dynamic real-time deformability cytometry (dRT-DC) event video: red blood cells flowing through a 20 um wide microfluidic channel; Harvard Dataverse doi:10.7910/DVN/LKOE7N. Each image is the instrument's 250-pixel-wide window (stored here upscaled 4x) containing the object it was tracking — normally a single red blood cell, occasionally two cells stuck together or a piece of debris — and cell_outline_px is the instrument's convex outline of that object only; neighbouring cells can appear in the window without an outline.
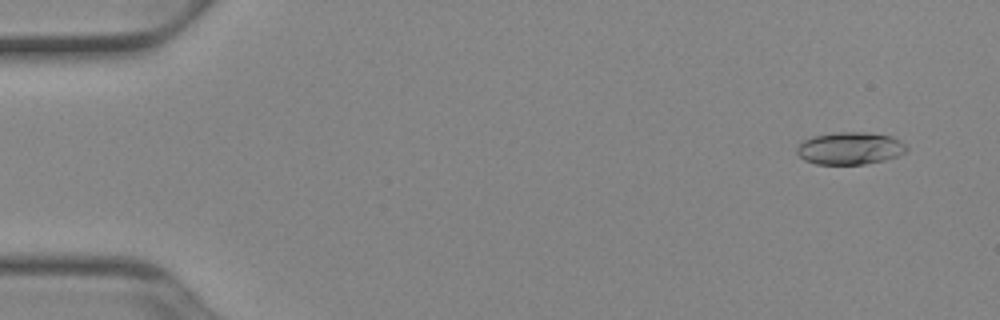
{"species": "Egyptian fruit bat (a non-hibernating species)", "species_latin": "Rousettus aegyptiacus", "temperature_condition": "cold", "stored_images_in_passage": 52, "camera_frame_rate_fps": 3000, "um_per_image_px": 0.085, "animal": {"sex": "female"}, "frame": {"image": 1, "passage_image": 4, "time_ms": 1.0, "image_size_px": [1000, 320], "cell_outline_px": [[908, 148], [904, 152], [896, 156], [884, 160], [864, 164], [816, 164], [804, 160], [796, 152], [796, 148], [804, 140], [812, 136], [836, 132], [868, 132], [892, 136], [900, 140]], "centroid_in_image_um": [72.23, 12.6], "position_along_channel_um": 12.8, "area_um2": 20.69}}
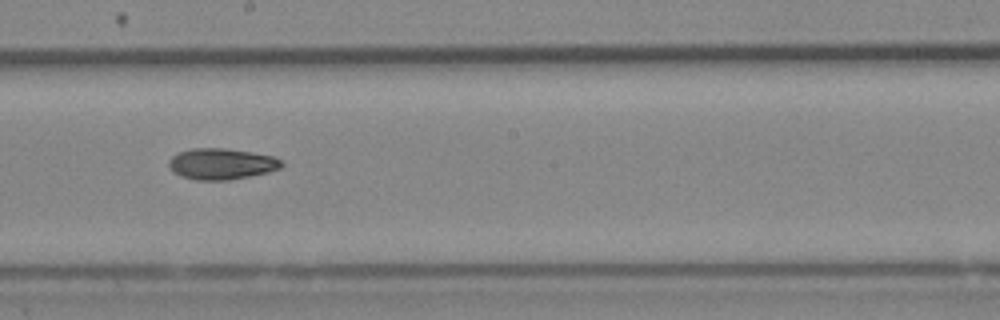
{"frame": {"image": 2, "passage_image": 30, "time_ms": 9.667, "image_size_px": [1000, 320], "cell_outline_px": [[284, 164], [280, 168], [268, 172], [228, 180], [196, 180], [180, 176], [172, 172], [168, 164], [168, 160], [172, 156], [180, 152], [192, 148], [224, 148], [252, 152], [272, 156], [280, 160]], "centroid_in_image_um": [18.79, 13.93], "position_along_channel_um": 229.4, "area_um2": 20.4}}
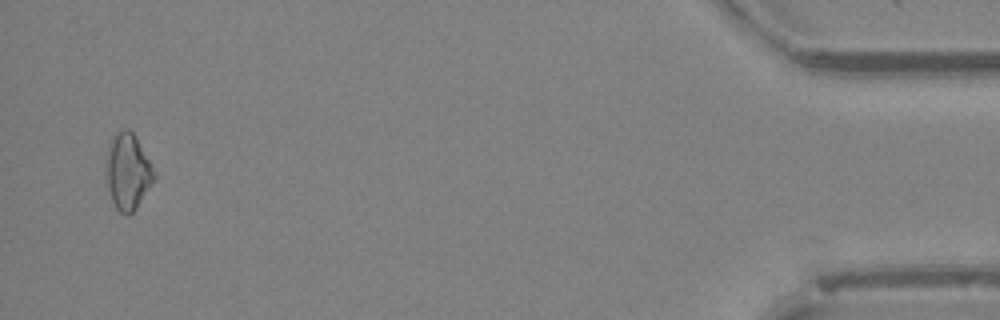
{"frame": {"image": 3, "passage_image": 51, "time_ms": 16.667, "image_size_px": [1000, 320], "cell_outline_px": [[156, 180], [136, 208], [128, 216], [124, 216], [116, 208], [112, 200], [108, 188], [104, 168], [104, 160], [108, 144], [112, 136], [116, 132], [124, 128], [128, 128], [132, 132], [148, 160], [156, 176]], "centroid_in_image_um": [10.82, 14.59], "position_along_channel_um": 424.4, "area_um2": 21.56}, "authors_computed_cell_mechanics": {"area_um2": 20.2589, "velocity_mm_per_s": 3.9288, "shape_relaxation_time_tau1_ms": 4.0781, "shape_relaxation_time_tau2_ms": null, "deformation_change_tau1": 0.1351, "deformation_change_tau2": null}}